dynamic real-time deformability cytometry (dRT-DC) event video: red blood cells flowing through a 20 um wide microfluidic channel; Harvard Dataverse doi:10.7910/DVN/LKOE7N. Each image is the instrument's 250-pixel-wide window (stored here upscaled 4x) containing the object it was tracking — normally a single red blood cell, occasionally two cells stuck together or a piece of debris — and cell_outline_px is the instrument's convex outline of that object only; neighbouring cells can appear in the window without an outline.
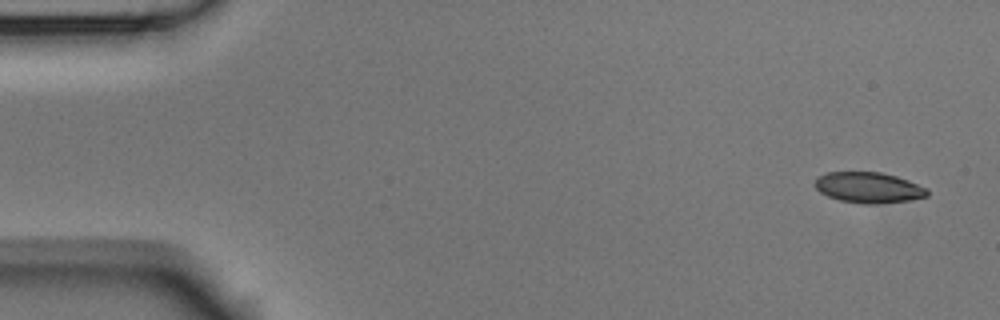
{"species": "Egyptian fruit bat (a non-hibernating species)", "species_latin": "Rousettus aegyptiacus", "temperature_condition": "room temperature", "stored_images_in_passage": 8, "camera_frame_rate_fps": 3000, "um_per_image_px": 0.085, "animal": {"sex": "male"}, "frame": {"image": 1, "passage_image": 1, "time_ms": 0.0, "image_size_px": [1000, 320], "cell_outline_px": [[928, 196], [908, 200], [876, 204], [864, 204], [840, 200], [828, 196], [820, 192], [816, 188], [816, 176], [824, 172], [880, 172], [896, 176], [908, 180], [928, 188]], "centroid_in_image_um": [73.82, 15.93], "position_along_channel_um": 11.2, "area_um2": 20.11}}
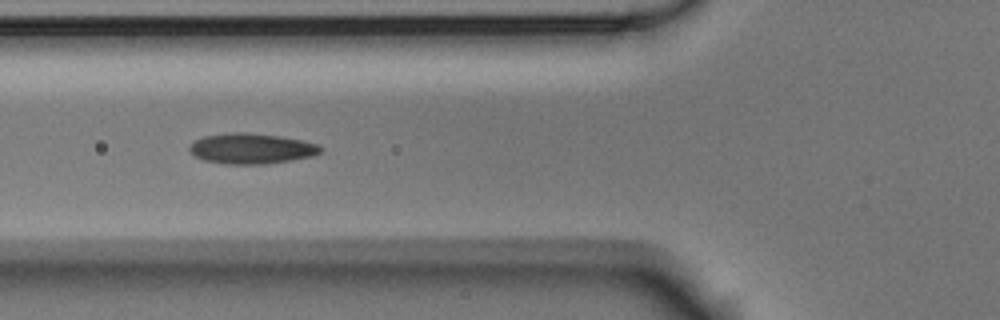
{"frame": {"image": 2, "passage_image": 6, "time_ms": 1.667, "image_size_px": [1000, 320], "cell_outline_px": [[324, 148], [320, 152], [312, 156], [292, 160], [264, 164], [224, 164], [204, 160], [196, 156], [188, 148], [196, 140], [204, 136], [232, 132], [244, 132], [280, 136], [320, 144]], "centroid_in_image_um": [21.41, 12.63], "position_along_channel_um": 104.4, "area_um2": 23.18}}
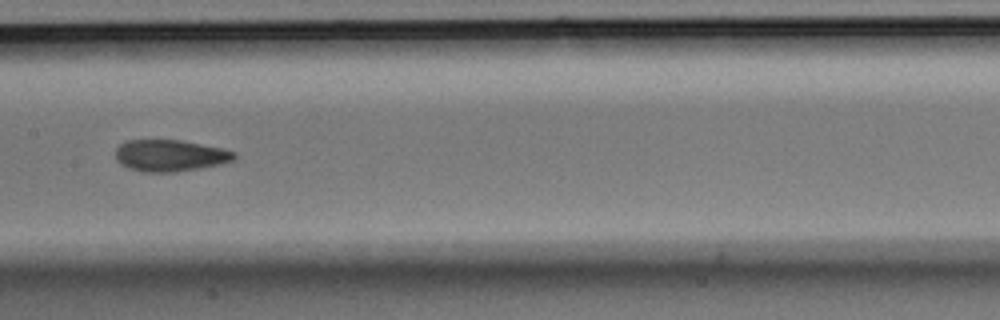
{"frame": {"image": 3, "passage_image": 8, "time_ms": 2.333, "image_size_px": [1000, 320], "cell_outline_px": [[236, 160], [220, 164], [200, 168], [176, 172], [140, 172], [128, 168], [120, 164], [116, 160], [116, 148], [120, 144], [128, 140], [180, 140], [220, 148], [236, 152]], "centroid_in_image_um": [14.44, 13.23], "position_along_channel_um": 193.0, "area_um2": 21.96}}